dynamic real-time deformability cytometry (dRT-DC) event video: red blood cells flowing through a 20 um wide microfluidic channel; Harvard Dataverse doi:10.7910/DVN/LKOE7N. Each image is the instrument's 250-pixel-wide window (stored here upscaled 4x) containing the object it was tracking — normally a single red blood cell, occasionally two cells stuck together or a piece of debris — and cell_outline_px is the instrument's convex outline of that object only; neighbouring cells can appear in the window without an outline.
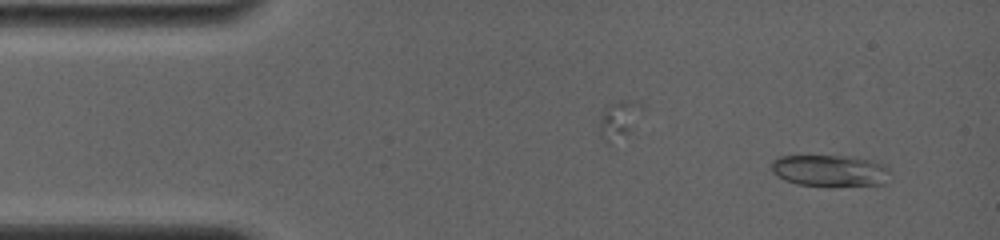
{"species": "common noctule bat (a hibernating species)", "species_latin": "Nyctalus noctula", "temperature_condition": "room temperature", "stored_images_in_passage": 5, "camera_frame_rate_fps": 4000, "um_per_image_px": 0.085, "animal": {"sex": "female", "body_mass_g": 19.0, "forearm_length_mm": 56.7}, "frame": {"image": 1, "passage_image": 1, "time_ms": 0.0, "image_size_px": [1000, 240], "cell_outline_px": [[892, 180], [884, 184], [832, 188], [828, 188], [796, 184], [784, 180], [776, 176], [772, 172], [772, 160], [776, 156], [852, 156], [872, 160], [888, 164]], "centroid_in_image_um": [70.63, 14.54], "position_along_channel_um": 14.4, "area_um2": 23.18}}
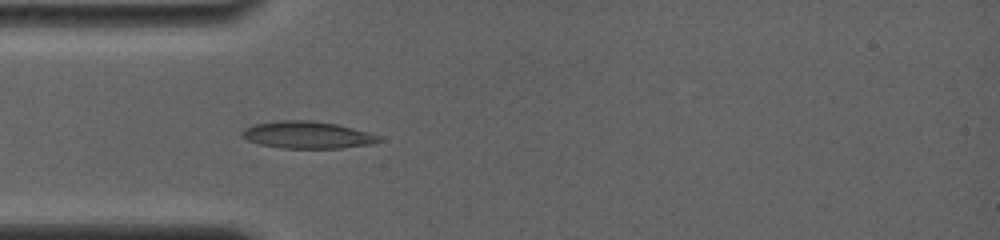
{"frame": {"image": 2, "passage_image": 5, "time_ms": 3.5, "image_size_px": [1000, 240], "cell_outline_px": [[384, 140], [376, 144], [340, 148], [284, 148], [260, 144], [248, 140], [240, 132], [244, 128], [252, 124], [280, 120], [312, 120], [336, 124], [368, 132], [380, 136]], "centroid_in_image_um": [26.16, 11.46], "position_along_channel_um": 58.8, "area_um2": 21.73}}